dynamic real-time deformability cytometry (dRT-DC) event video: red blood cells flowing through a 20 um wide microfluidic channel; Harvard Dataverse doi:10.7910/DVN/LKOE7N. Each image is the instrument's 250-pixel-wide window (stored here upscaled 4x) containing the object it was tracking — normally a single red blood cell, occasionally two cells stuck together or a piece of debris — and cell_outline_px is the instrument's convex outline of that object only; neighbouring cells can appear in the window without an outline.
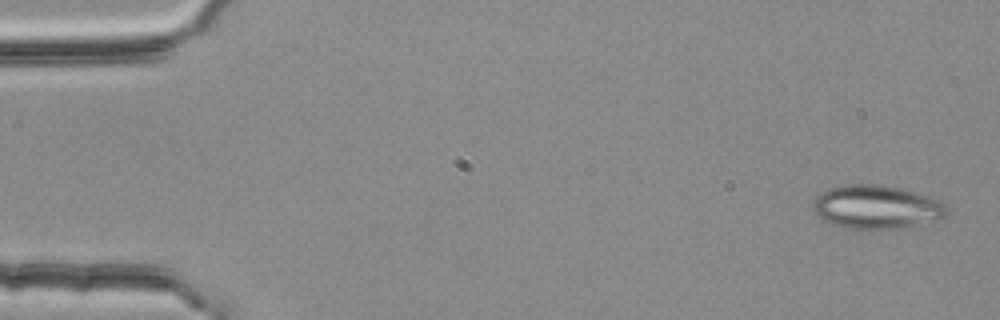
{"species": "common noctule bat (a hibernating species)", "species_latin": "Nyctalus noctula", "temperature_condition": "room temperature", "stored_images_in_passage": 17, "camera_frame_rate_fps": 3000, "um_per_image_px": 0.085, "animal": {"sex": "female", "body_mass_g": 25.1}, "frame": {"image": 1, "passage_image": 17, "time_ms": 5.333, "image_size_px": [1000, 320], "cell_outline_px": [[948, 212], [940, 220], [900, 228], [872, 232], [844, 228], [832, 224], [824, 220], [816, 212], [812, 204], [816, 196], [820, 192], [828, 188], [848, 184], [884, 184], [916, 192], [940, 200], [948, 208]], "centroid_in_image_um": [74.51, 17.62], "position_along_channel_um": 10.5, "area_um2": 34.85}}